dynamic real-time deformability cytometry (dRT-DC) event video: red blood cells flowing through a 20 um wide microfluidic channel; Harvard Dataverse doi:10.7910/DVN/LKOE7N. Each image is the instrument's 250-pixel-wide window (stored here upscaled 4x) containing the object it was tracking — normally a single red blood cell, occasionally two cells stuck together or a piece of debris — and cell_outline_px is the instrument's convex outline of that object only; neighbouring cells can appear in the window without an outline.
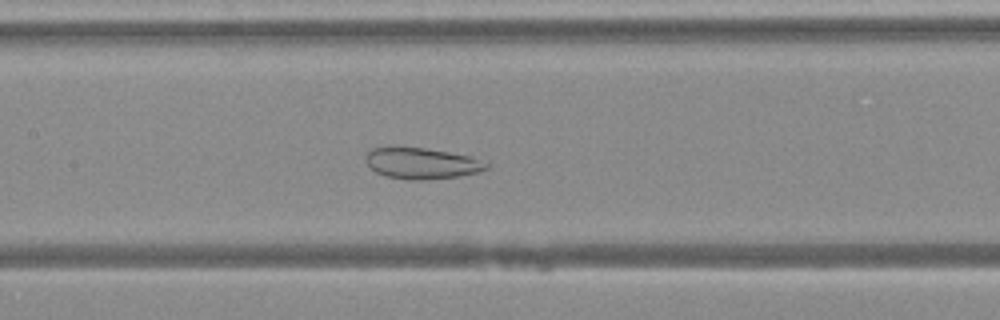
{"species": "Egyptian fruit bat (a non-hibernating species)", "species_latin": "Rousettus aegyptiacus", "temperature_condition": "warm", "stored_images_in_passage": 39, "camera_frame_rate_fps": 3000, "um_per_image_px": 0.085, "animal": {"sex": "female"}, "frame": {"image": 1, "passage_image": 14, "time_ms": 4.333, "image_size_px": [1000, 320], "cell_outline_px": [[488, 168], [480, 172], [460, 176], [424, 180], [408, 180], [384, 176], [376, 172], [364, 160], [364, 156], [372, 148], [388, 144], [392, 144], [424, 148], [472, 156], [488, 164]], "centroid_in_image_um": [35.77, 13.85], "position_along_channel_um": 171.6, "area_um2": 22.6}}
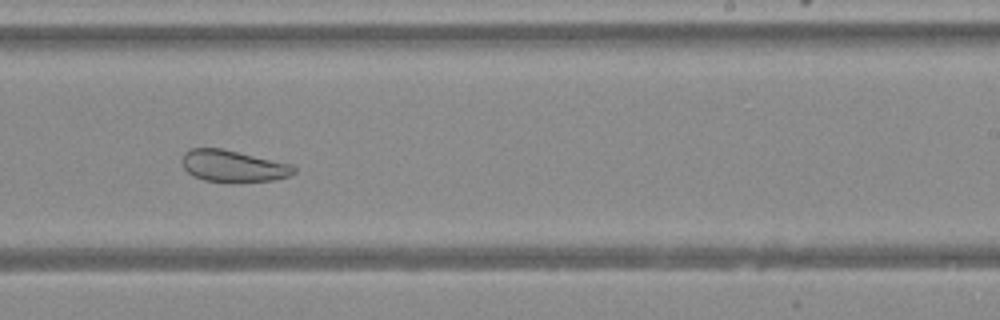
{"frame": {"image": 2, "passage_image": 21, "time_ms": 6.667, "image_size_px": [1000, 320], "cell_outline_px": [[296, 172], [288, 176], [272, 180], [204, 180], [192, 176], [180, 164], [180, 160], [184, 152], [192, 148], [220, 148], [292, 164], [296, 168]], "centroid_in_image_um": [19.76, 14.08], "position_along_channel_um": 269.2, "area_um2": 20.17}}
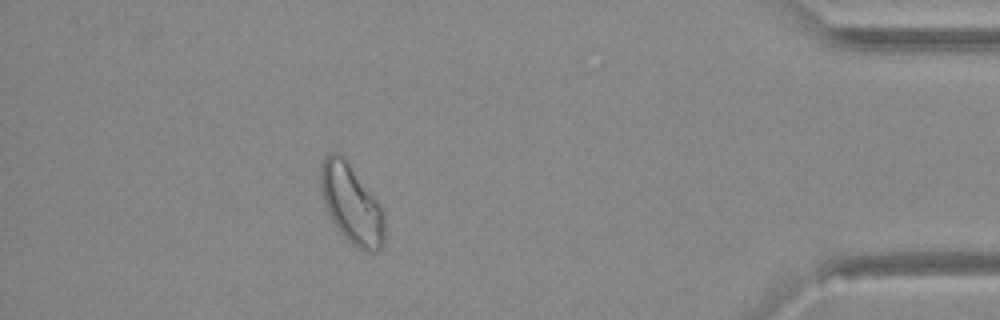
{"frame": {"image": 3, "passage_image": 34, "time_ms": 11.0, "image_size_px": [1000, 320], "cell_outline_px": [[384, 244], [376, 252], [364, 252], [356, 248], [340, 232], [332, 220], [324, 204], [320, 192], [320, 164], [324, 156], [328, 152], [340, 152], [348, 160], [380, 204], [384, 212]], "centroid_in_image_um": [29.86, 17.31], "position_along_channel_um": 405.3, "area_um2": 30.06}}